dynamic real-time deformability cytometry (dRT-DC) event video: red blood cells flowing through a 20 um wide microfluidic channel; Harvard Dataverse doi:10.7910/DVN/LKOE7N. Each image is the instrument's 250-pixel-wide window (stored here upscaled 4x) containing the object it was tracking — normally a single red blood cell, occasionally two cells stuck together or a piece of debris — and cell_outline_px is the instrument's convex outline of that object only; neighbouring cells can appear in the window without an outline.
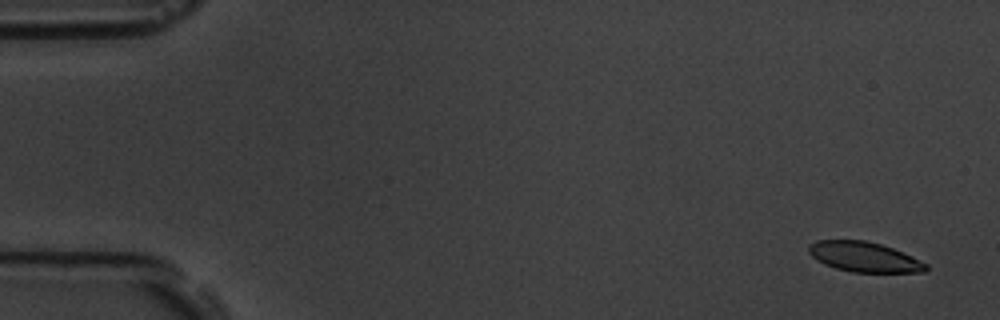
{"species": "common noctule bat (a hibernating species)", "species_latin": "Nyctalus noctula", "temperature_condition": "room temperature", "stored_images_in_passage": 5, "camera_frame_rate_fps": 3000, "um_per_image_px": 0.085, "animal": {"sex": "male", "body_mass_g": 19.5, "forearm_length_mm": 54.6}, "frame": {"image": 1, "passage_image": 1, "time_ms": 0.0, "image_size_px": [1000, 320], "cell_outline_px": [[928, 268], [924, 272], [852, 272], [836, 268], [824, 264], [816, 260], [808, 252], [808, 244], [816, 240], [864, 240], [880, 244], [892, 248], [912, 256], [928, 264]], "centroid_in_image_um": [73.43, 21.83], "position_along_channel_um": 11.6, "area_um2": 20.52}}
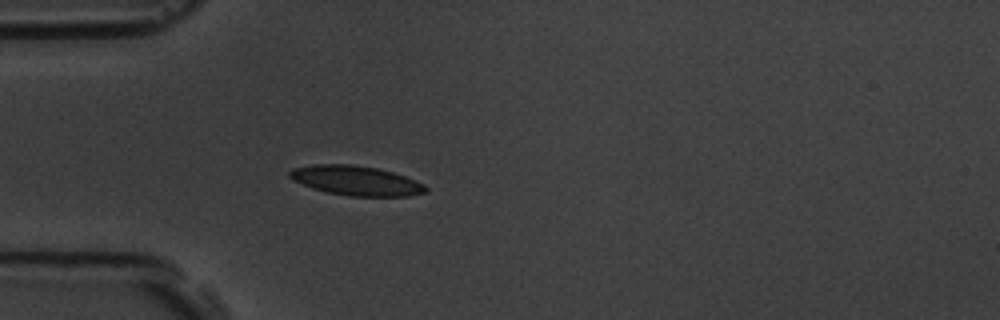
{"frame": {"image": 2, "passage_image": 5, "time_ms": 4.667, "image_size_px": [1000, 320], "cell_outline_px": [[428, 192], [408, 196], [348, 196], [328, 192], [312, 188], [292, 180], [288, 176], [288, 172], [292, 168], [312, 164], [348, 164], [376, 168], [392, 172], [404, 176], [424, 184], [428, 188]], "centroid_in_image_um": [30.24, 15.35], "position_along_channel_um": 54.8, "area_um2": 23.47}}